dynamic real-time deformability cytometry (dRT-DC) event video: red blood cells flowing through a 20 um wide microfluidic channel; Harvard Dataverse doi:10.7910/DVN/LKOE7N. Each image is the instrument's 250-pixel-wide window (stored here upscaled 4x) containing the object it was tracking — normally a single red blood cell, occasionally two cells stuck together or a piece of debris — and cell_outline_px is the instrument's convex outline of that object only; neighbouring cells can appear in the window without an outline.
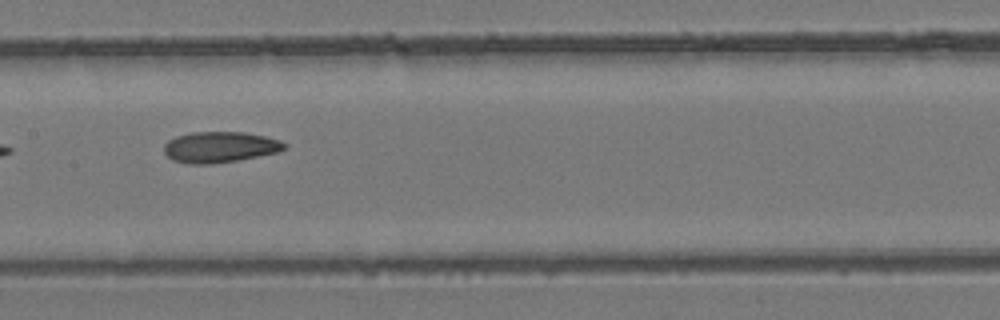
{"species": "common noctule bat (a hibernating species)", "species_latin": "Nyctalus noctula", "temperature_condition": "room temperature", "stored_images_in_passage": 7, "camera_frame_rate_fps": 3000, "um_per_image_px": 0.085, "animal": {"sex": "female", "body_mass_g": 24.6, "forearm_length_mm": 56.2}, "frame": {"image": 1, "passage_image": 6, "time_ms": 6.667, "image_size_px": [1000, 320], "cell_outline_px": [[288, 144], [280, 152], [236, 160], [212, 164], [188, 164], [172, 160], [164, 152], [164, 144], [168, 140], [176, 136], [192, 132], [244, 132], [264, 136], [280, 140]], "centroid_in_image_um": [18.68, 12.5], "position_along_channel_um": 188.7, "area_um2": 21.73}}
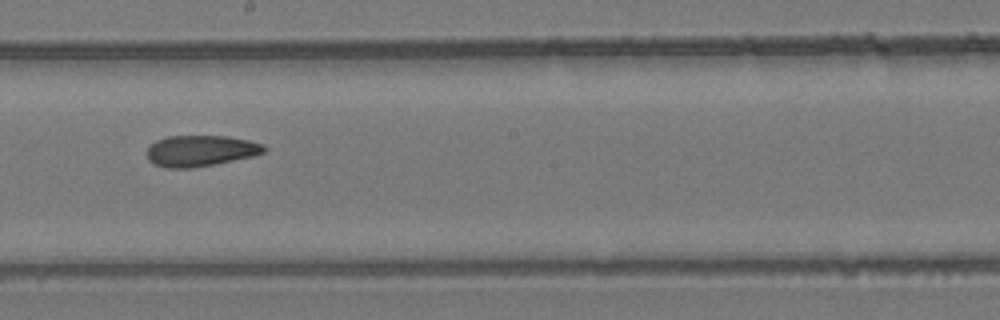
{"frame": {"image": 2, "passage_image": 7, "time_ms": 7.667, "image_size_px": [1000, 320], "cell_outline_px": [[268, 148], [264, 152], [252, 156], [216, 164], [188, 168], [164, 168], [152, 164], [148, 160], [148, 144], [156, 140], [168, 136], [228, 136], [248, 140], [264, 144]], "centroid_in_image_um": [17.03, 12.82], "position_along_channel_um": 231.2, "area_um2": 21.39}}